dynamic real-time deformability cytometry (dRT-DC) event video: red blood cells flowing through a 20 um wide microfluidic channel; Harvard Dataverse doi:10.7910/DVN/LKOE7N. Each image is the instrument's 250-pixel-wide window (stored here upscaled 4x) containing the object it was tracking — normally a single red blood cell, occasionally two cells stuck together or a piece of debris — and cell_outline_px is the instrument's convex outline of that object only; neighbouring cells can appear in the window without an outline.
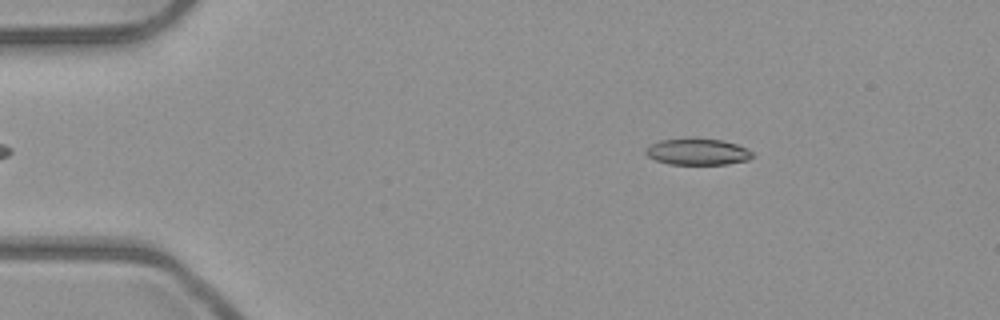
{"species": "common noctule bat (a hibernating species)", "species_latin": "Nyctalus noctula", "temperature_condition": "room temperature", "stored_images_in_passage": 11, "camera_frame_rate_fps": 3000, "um_per_image_px": 0.085, "animal": {"sex": "male", "body_mass_g": 23.1, "forearm_length_mm": 52.7}, "frame": {"image": 1, "passage_image": 4, "time_ms": 1.0, "image_size_px": [1000, 320], "cell_outline_px": [[752, 156], [748, 160], [728, 164], [668, 164], [656, 160], [648, 156], [644, 152], [644, 148], [660, 140], [724, 140], [736, 144], [752, 152]], "centroid_in_image_um": [59.27, 12.93], "position_along_channel_um": 25.7, "area_um2": 15.9}}